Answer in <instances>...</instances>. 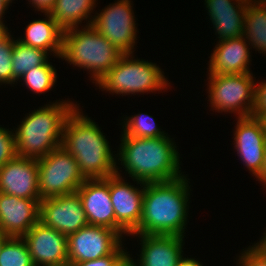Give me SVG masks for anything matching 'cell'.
I'll list each match as a JSON object with an SVG mask.
<instances>
[{
  "instance_id": "6da1fadb",
  "label": "cell",
  "mask_w": 266,
  "mask_h": 266,
  "mask_svg": "<svg viewBox=\"0 0 266 266\" xmlns=\"http://www.w3.org/2000/svg\"><path fill=\"white\" fill-rule=\"evenodd\" d=\"M187 176L145 184L142 216L131 234L185 236L192 191Z\"/></svg>"
},
{
  "instance_id": "7a4b0ae2",
  "label": "cell",
  "mask_w": 266,
  "mask_h": 266,
  "mask_svg": "<svg viewBox=\"0 0 266 266\" xmlns=\"http://www.w3.org/2000/svg\"><path fill=\"white\" fill-rule=\"evenodd\" d=\"M121 134L116 165H121L125 175L129 174L132 180L166 182L184 175L180 167V153L170 135L137 138Z\"/></svg>"
},
{
  "instance_id": "3957f363",
  "label": "cell",
  "mask_w": 266,
  "mask_h": 266,
  "mask_svg": "<svg viewBox=\"0 0 266 266\" xmlns=\"http://www.w3.org/2000/svg\"><path fill=\"white\" fill-rule=\"evenodd\" d=\"M79 107L78 104L65 120L61 146L75 157L85 179L115 175L116 154L113 155L105 133Z\"/></svg>"
},
{
  "instance_id": "277c9868",
  "label": "cell",
  "mask_w": 266,
  "mask_h": 266,
  "mask_svg": "<svg viewBox=\"0 0 266 266\" xmlns=\"http://www.w3.org/2000/svg\"><path fill=\"white\" fill-rule=\"evenodd\" d=\"M49 103L25 114L14 129L18 156L40 159L61 147L65 120L78 104L68 99Z\"/></svg>"
},
{
  "instance_id": "5b68a950",
  "label": "cell",
  "mask_w": 266,
  "mask_h": 266,
  "mask_svg": "<svg viewBox=\"0 0 266 266\" xmlns=\"http://www.w3.org/2000/svg\"><path fill=\"white\" fill-rule=\"evenodd\" d=\"M123 53L91 25L63 32L60 58L68 64L87 71L96 84L118 62Z\"/></svg>"
},
{
  "instance_id": "8992f818",
  "label": "cell",
  "mask_w": 266,
  "mask_h": 266,
  "mask_svg": "<svg viewBox=\"0 0 266 266\" xmlns=\"http://www.w3.org/2000/svg\"><path fill=\"white\" fill-rule=\"evenodd\" d=\"M164 75L157 63L135 59L133 53H126L121 55L115 66L95 86L101 91L119 96L156 93L166 91L171 85Z\"/></svg>"
},
{
  "instance_id": "52a82bcc",
  "label": "cell",
  "mask_w": 266,
  "mask_h": 266,
  "mask_svg": "<svg viewBox=\"0 0 266 266\" xmlns=\"http://www.w3.org/2000/svg\"><path fill=\"white\" fill-rule=\"evenodd\" d=\"M207 80L211 111L235 113L238 118L251 116L256 82L253 73L208 74Z\"/></svg>"
},
{
  "instance_id": "ba28073f",
  "label": "cell",
  "mask_w": 266,
  "mask_h": 266,
  "mask_svg": "<svg viewBox=\"0 0 266 266\" xmlns=\"http://www.w3.org/2000/svg\"><path fill=\"white\" fill-rule=\"evenodd\" d=\"M37 162L41 199L76 192L86 180L75 157L62 146Z\"/></svg>"
},
{
  "instance_id": "9c48e42d",
  "label": "cell",
  "mask_w": 266,
  "mask_h": 266,
  "mask_svg": "<svg viewBox=\"0 0 266 266\" xmlns=\"http://www.w3.org/2000/svg\"><path fill=\"white\" fill-rule=\"evenodd\" d=\"M131 0H117L95 12L91 26L123 54L133 53L137 44L136 17Z\"/></svg>"
},
{
  "instance_id": "30bf717a",
  "label": "cell",
  "mask_w": 266,
  "mask_h": 266,
  "mask_svg": "<svg viewBox=\"0 0 266 266\" xmlns=\"http://www.w3.org/2000/svg\"><path fill=\"white\" fill-rule=\"evenodd\" d=\"M116 165V174L109 176V189L115 213V231L122 237L130 234L139 226L142 216L145 182L133 180L137 185L125 181Z\"/></svg>"
},
{
  "instance_id": "8fae6325",
  "label": "cell",
  "mask_w": 266,
  "mask_h": 266,
  "mask_svg": "<svg viewBox=\"0 0 266 266\" xmlns=\"http://www.w3.org/2000/svg\"><path fill=\"white\" fill-rule=\"evenodd\" d=\"M117 231L96 225H86L67 236L68 262L80 263L112 254L124 241Z\"/></svg>"
},
{
  "instance_id": "7c38bea8",
  "label": "cell",
  "mask_w": 266,
  "mask_h": 266,
  "mask_svg": "<svg viewBox=\"0 0 266 266\" xmlns=\"http://www.w3.org/2000/svg\"><path fill=\"white\" fill-rule=\"evenodd\" d=\"M236 118L233 130L234 148L242 164L258 180L262 176L265 163L266 132L259 118Z\"/></svg>"
},
{
  "instance_id": "4fadbf2b",
  "label": "cell",
  "mask_w": 266,
  "mask_h": 266,
  "mask_svg": "<svg viewBox=\"0 0 266 266\" xmlns=\"http://www.w3.org/2000/svg\"><path fill=\"white\" fill-rule=\"evenodd\" d=\"M39 221L66 236L88 225L77 192L42 199L39 203Z\"/></svg>"
},
{
  "instance_id": "5bb4252c",
  "label": "cell",
  "mask_w": 266,
  "mask_h": 266,
  "mask_svg": "<svg viewBox=\"0 0 266 266\" xmlns=\"http://www.w3.org/2000/svg\"><path fill=\"white\" fill-rule=\"evenodd\" d=\"M35 266L68 263L67 236L38 221L23 237Z\"/></svg>"
},
{
  "instance_id": "9a60e30c",
  "label": "cell",
  "mask_w": 266,
  "mask_h": 266,
  "mask_svg": "<svg viewBox=\"0 0 266 266\" xmlns=\"http://www.w3.org/2000/svg\"><path fill=\"white\" fill-rule=\"evenodd\" d=\"M37 159L17 156L0 167V192L19 198L42 200Z\"/></svg>"
},
{
  "instance_id": "2e32d148",
  "label": "cell",
  "mask_w": 266,
  "mask_h": 266,
  "mask_svg": "<svg viewBox=\"0 0 266 266\" xmlns=\"http://www.w3.org/2000/svg\"><path fill=\"white\" fill-rule=\"evenodd\" d=\"M130 235H133L132 237L138 236L141 239L139 240L141 249L137 260L133 259L129 254V266H176L184 254L185 237L174 235Z\"/></svg>"
},
{
  "instance_id": "e0dca14e",
  "label": "cell",
  "mask_w": 266,
  "mask_h": 266,
  "mask_svg": "<svg viewBox=\"0 0 266 266\" xmlns=\"http://www.w3.org/2000/svg\"><path fill=\"white\" fill-rule=\"evenodd\" d=\"M40 202L0 192V232L23 237L39 221Z\"/></svg>"
},
{
  "instance_id": "ac0fdd59",
  "label": "cell",
  "mask_w": 266,
  "mask_h": 266,
  "mask_svg": "<svg viewBox=\"0 0 266 266\" xmlns=\"http://www.w3.org/2000/svg\"><path fill=\"white\" fill-rule=\"evenodd\" d=\"M90 225L115 230V213L110 198L109 177L86 179L76 191Z\"/></svg>"
},
{
  "instance_id": "d6986e66",
  "label": "cell",
  "mask_w": 266,
  "mask_h": 266,
  "mask_svg": "<svg viewBox=\"0 0 266 266\" xmlns=\"http://www.w3.org/2000/svg\"><path fill=\"white\" fill-rule=\"evenodd\" d=\"M216 44L209 57L207 74L252 73L249 66L252 48L243 35Z\"/></svg>"
},
{
  "instance_id": "ffe728a7",
  "label": "cell",
  "mask_w": 266,
  "mask_h": 266,
  "mask_svg": "<svg viewBox=\"0 0 266 266\" xmlns=\"http://www.w3.org/2000/svg\"><path fill=\"white\" fill-rule=\"evenodd\" d=\"M207 15L218 41L243 35L244 16L248 6L243 0H205Z\"/></svg>"
},
{
  "instance_id": "44dd1931",
  "label": "cell",
  "mask_w": 266,
  "mask_h": 266,
  "mask_svg": "<svg viewBox=\"0 0 266 266\" xmlns=\"http://www.w3.org/2000/svg\"><path fill=\"white\" fill-rule=\"evenodd\" d=\"M45 18L33 20L27 24L24 37L16 39L21 44L46 51L58 59L62 53L64 30L56 23L49 12H43Z\"/></svg>"
},
{
  "instance_id": "7402d4cb",
  "label": "cell",
  "mask_w": 266,
  "mask_h": 266,
  "mask_svg": "<svg viewBox=\"0 0 266 266\" xmlns=\"http://www.w3.org/2000/svg\"><path fill=\"white\" fill-rule=\"evenodd\" d=\"M97 1L98 0H56L49 13L64 31L79 27V24L81 26L82 23H86L82 26H89L93 22L94 15L91 13L94 14Z\"/></svg>"
},
{
  "instance_id": "603a6c76",
  "label": "cell",
  "mask_w": 266,
  "mask_h": 266,
  "mask_svg": "<svg viewBox=\"0 0 266 266\" xmlns=\"http://www.w3.org/2000/svg\"><path fill=\"white\" fill-rule=\"evenodd\" d=\"M243 36L251 48L266 55V0L248 2L244 16Z\"/></svg>"
},
{
  "instance_id": "cb8c5ba5",
  "label": "cell",
  "mask_w": 266,
  "mask_h": 266,
  "mask_svg": "<svg viewBox=\"0 0 266 266\" xmlns=\"http://www.w3.org/2000/svg\"><path fill=\"white\" fill-rule=\"evenodd\" d=\"M49 54L41 49L26 46L19 41H14L12 52V86L32 68L44 65L49 60Z\"/></svg>"
},
{
  "instance_id": "d4e9b609",
  "label": "cell",
  "mask_w": 266,
  "mask_h": 266,
  "mask_svg": "<svg viewBox=\"0 0 266 266\" xmlns=\"http://www.w3.org/2000/svg\"><path fill=\"white\" fill-rule=\"evenodd\" d=\"M121 121H123L120 123L121 125L123 124V131L121 132L126 136L137 138H155L168 135V133L159 127L153 116L147 113L143 114L140 112V114L131 115V117L126 115L124 120L122 118Z\"/></svg>"
},
{
  "instance_id": "484cf974",
  "label": "cell",
  "mask_w": 266,
  "mask_h": 266,
  "mask_svg": "<svg viewBox=\"0 0 266 266\" xmlns=\"http://www.w3.org/2000/svg\"><path fill=\"white\" fill-rule=\"evenodd\" d=\"M57 70L48 60L44 65L32 68L29 72L25 73L19 83L23 81L21 85H25L35 94H45L54 88L57 81Z\"/></svg>"
},
{
  "instance_id": "4316f807",
  "label": "cell",
  "mask_w": 266,
  "mask_h": 266,
  "mask_svg": "<svg viewBox=\"0 0 266 266\" xmlns=\"http://www.w3.org/2000/svg\"><path fill=\"white\" fill-rule=\"evenodd\" d=\"M0 266H35L22 237H8L0 251Z\"/></svg>"
},
{
  "instance_id": "83f0119b",
  "label": "cell",
  "mask_w": 266,
  "mask_h": 266,
  "mask_svg": "<svg viewBox=\"0 0 266 266\" xmlns=\"http://www.w3.org/2000/svg\"><path fill=\"white\" fill-rule=\"evenodd\" d=\"M15 38L9 32L0 40V85H12V52Z\"/></svg>"
},
{
  "instance_id": "f1b7e54d",
  "label": "cell",
  "mask_w": 266,
  "mask_h": 266,
  "mask_svg": "<svg viewBox=\"0 0 266 266\" xmlns=\"http://www.w3.org/2000/svg\"><path fill=\"white\" fill-rule=\"evenodd\" d=\"M121 244L112 254L91 261L71 263V266H129V252Z\"/></svg>"
},
{
  "instance_id": "f546056e",
  "label": "cell",
  "mask_w": 266,
  "mask_h": 266,
  "mask_svg": "<svg viewBox=\"0 0 266 266\" xmlns=\"http://www.w3.org/2000/svg\"><path fill=\"white\" fill-rule=\"evenodd\" d=\"M17 146L14 129H7L0 125V167L17 157Z\"/></svg>"
},
{
  "instance_id": "4dcf8cb0",
  "label": "cell",
  "mask_w": 266,
  "mask_h": 266,
  "mask_svg": "<svg viewBox=\"0 0 266 266\" xmlns=\"http://www.w3.org/2000/svg\"><path fill=\"white\" fill-rule=\"evenodd\" d=\"M244 249L237 256L236 266H266V251L259 244Z\"/></svg>"
},
{
  "instance_id": "1f68e13d",
  "label": "cell",
  "mask_w": 266,
  "mask_h": 266,
  "mask_svg": "<svg viewBox=\"0 0 266 266\" xmlns=\"http://www.w3.org/2000/svg\"><path fill=\"white\" fill-rule=\"evenodd\" d=\"M266 113V81L255 82L254 107L251 113L252 117L259 118Z\"/></svg>"
},
{
  "instance_id": "d6a6232c",
  "label": "cell",
  "mask_w": 266,
  "mask_h": 266,
  "mask_svg": "<svg viewBox=\"0 0 266 266\" xmlns=\"http://www.w3.org/2000/svg\"><path fill=\"white\" fill-rule=\"evenodd\" d=\"M34 7L35 11L40 12H49L51 8L54 6L56 0H28Z\"/></svg>"
},
{
  "instance_id": "836d02e7",
  "label": "cell",
  "mask_w": 266,
  "mask_h": 266,
  "mask_svg": "<svg viewBox=\"0 0 266 266\" xmlns=\"http://www.w3.org/2000/svg\"><path fill=\"white\" fill-rule=\"evenodd\" d=\"M176 266H204V265L195 258L191 257L189 258L188 256L186 258L182 255Z\"/></svg>"
},
{
  "instance_id": "e575fe53",
  "label": "cell",
  "mask_w": 266,
  "mask_h": 266,
  "mask_svg": "<svg viewBox=\"0 0 266 266\" xmlns=\"http://www.w3.org/2000/svg\"><path fill=\"white\" fill-rule=\"evenodd\" d=\"M9 5L6 4L4 1L0 0V23H4V16L8 9Z\"/></svg>"
},
{
  "instance_id": "d590c367",
  "label": "cell",
  "mask_w": 266,
  "mask_h": 266,
  "mask_svg": "<svg viewBox=\"0 0 266 266\" xmlns=\"http://www.w3.org/2000/svg\"><path fill=\"white\" fill-rule=\"evenodd\" d=\"M9 33L8 26L5 23H0V40Z\"/></svg>"
},
{
  "instance_id": "8d00e7d4",
  "label": "cell",
  "mask_w": 266,
  "mask_h": 266,
  "mask_svg": "<svg viewBox=\"0 0 266 266\" xmlns=\"http://www.w3.org/2000/svg\"><path fill=\"white\" fill-rule=\"evenodd\" d=\"M260 183H263L262 185L266 187V149H265V163L263 167V173L262 176L258 179Z\"/></svg>"
},
{
  "instance_id": "74e56055",
  "label": "cell",
  "mask_w": 266,
  "mask_h": 266,
  "mask_svg": "<svg viewBox=\"0 0 266 266\" xmlns=\"http://www.w3.org/2000/svg\"><path fill=\"white\" fill-rule=\"evenodd\" d=\"M264 236H262L259 241L257 242V244H259L265 251H266V230L263 233Z\"/></svg>"
},
{
  "instance_id": "f35d334b",
  "label": "cell",
  "mask_w": 266,
  "mask_h": 266,
  "mask_svg": "<svg viewBox=\"0 0 266 266\" xmlns=\"http://www.w3.org/2000/svg\"><path fill=\"white\" fill-rule=\"evenodd\" d=\"M7 238H8L7 235L2 234V233L0 232V251H1L2 247H3L4 241H5Z\"/></svg>"
},
{
  "instance_id": "ab89813d",
  "label": "cell",
  "mask_w": 266,
  "mask_h": 266,
  "mask_svg": "<svg viewBox=\"0 0 266 266\" xmlns=\"http://www.w3.org/2000/svg\"><path fill=\"white\" fill-rule=\"evenodd\" d=\"M259 119L261 120L262 124H263V128L266 132V113L262 114Z\"/></svg>"
},
{
  "instance_id": "60d3db41",
  "label": "cell",
  "mask_w": 266,
  "mask_h": 266,
  "mask_svg": "<svg viewBox=\"0 0 266 266\" xmlns=\"http://www.w3.org/2000/svg\"><path fill=\"white\" fill-rule=\"evenodd\" d=\"M46 266H71V264L68 262V263H63L59 265H46Z\"/></svg>"
},
{
  "instance_id": "b9f144b4",
  "label": "cell",
  "mask_w": 266,
  "mask_h": 266,
  "mask_svg": "<svg viewBox=\"0 0 266 266\" xmlns=\"http://www.w3.org/2000/svg\"><path fill=\"white\" fill-rule=\"evenodd\" d=\"M2 1H4L8 5H11L10 3H12V1H14V0H2Z\"/></svg>"
}]
</instances>
